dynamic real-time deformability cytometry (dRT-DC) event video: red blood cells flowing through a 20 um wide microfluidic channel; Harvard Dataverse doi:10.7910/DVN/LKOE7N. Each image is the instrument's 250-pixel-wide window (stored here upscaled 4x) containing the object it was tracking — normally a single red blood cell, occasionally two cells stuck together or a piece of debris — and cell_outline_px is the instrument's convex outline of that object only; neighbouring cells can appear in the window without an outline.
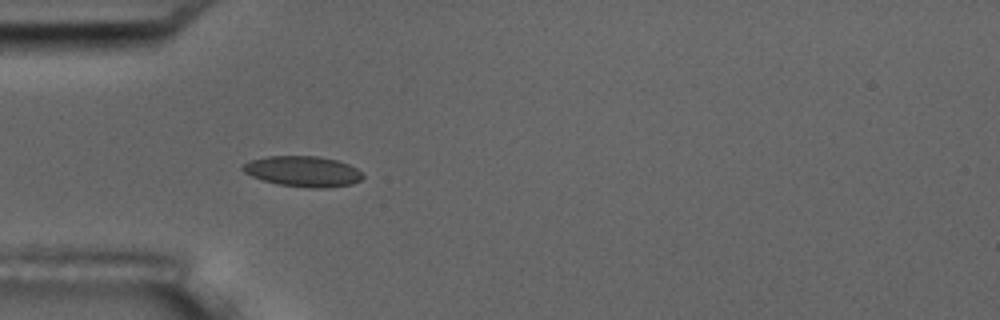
{"species": "common noctule bat (a hibernating species)", "species_latin": "Nyctalus noctula", "temperature_condition": "room temperature", "stored_images_in_passage": 4, "camera_frame_rate_fps": 3000, "um_per_image_px": 0.085, "animal": {"sex": "male", "body_mass_g": 17.5, "forearm_length_mm": 52.3}, "frame": {"image": 1, "passage_image": 4, "time_ms": 3.333, "image_size_px": [1000, 320], "cell_outline_px": [[364, 176], [360, 180], [352, 184], [328, 188], [308, 188], [276, 184], [252, 176], [244, 172], [240, 168], [244, 164], [252, 160], [268, 156], [320, 156], [336, 160], [348, 164], [356, 168]], "centroid_in_image_um": [25.76, 14.57], "position_along_channel_um": 59.2, "area_um2": 21.39}}